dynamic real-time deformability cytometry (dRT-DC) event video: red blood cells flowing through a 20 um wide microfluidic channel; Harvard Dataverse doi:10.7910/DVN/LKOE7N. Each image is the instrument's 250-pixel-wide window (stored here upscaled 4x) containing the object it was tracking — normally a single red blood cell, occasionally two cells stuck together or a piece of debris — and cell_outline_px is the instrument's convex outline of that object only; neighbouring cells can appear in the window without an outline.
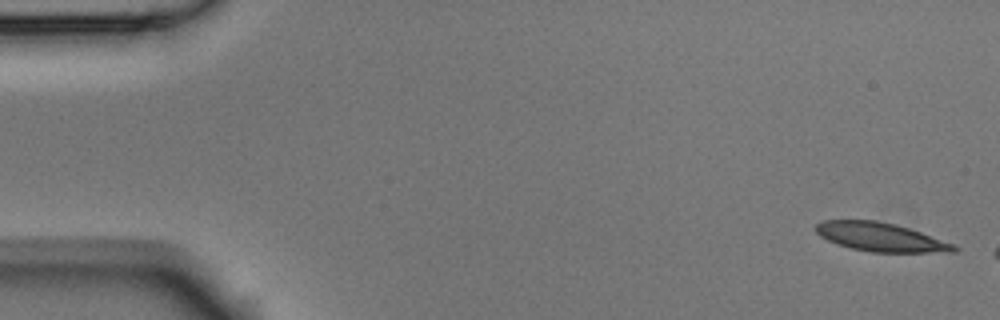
{"species": "Egyptian fruit bat (a non-hibernating species)", "species_latin": "Rousettus aegyptiacus", "temperature_condition": "room temperature", "stored_images_in_passage": 3, "camera_frame_rate_fps": 3000, "um_per_image_px": 0.085, "animal": {"sex": "male"}, "frame": {"image": 1, "passage_image": 1, "time_ms": 0.0, "image_size_px": [1000, 320], "cell_outline_px": [[960, 248], [956, 252], [872, 252], [852, 248], [836, 244], [820, 236], [816, 232], [816, 224], [820, 220], [876, 220], [896, 224], [956, 244]], "centroid_in_image_um": [74.87, 20.15], "position_along_channel_um": 10.1, "area_um2": 23.18}}